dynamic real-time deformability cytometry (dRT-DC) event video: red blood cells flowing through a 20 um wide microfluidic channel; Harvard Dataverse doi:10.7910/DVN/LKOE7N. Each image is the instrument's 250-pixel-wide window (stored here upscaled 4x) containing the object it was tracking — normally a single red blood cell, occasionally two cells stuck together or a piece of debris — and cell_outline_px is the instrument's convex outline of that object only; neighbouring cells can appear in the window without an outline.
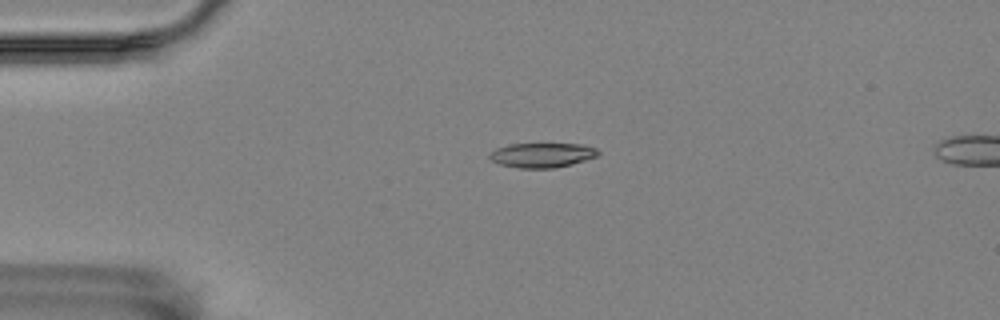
{"species": "Egyptian fruit bat (a non-hibernating species)", "species_latin": "Rousettus aegyptiacus", "temperature_condition": "room temperature", "stored_images_in_passage": 55, "camera_frame_rate_fps": 3000, "um_per_image_px": 0.085, "animal": {"sex": "female"}, "frame": {"image": 1, "passage_image": 12, "time_ms": 3.667, "image_size_px": [1000, 320], "cell_outline_px": [[600, 152], [596, 156], [572, 164], [552, 168], [520, 168], [500, 164], [492, 160], [488, 156], [496, 148], [508, 144], [584, 144], [596, 148]], "centroid_in_image_um": [46.08, 13.18], "position_along_channel_um": 38.9, "area_um2": 15.43}}
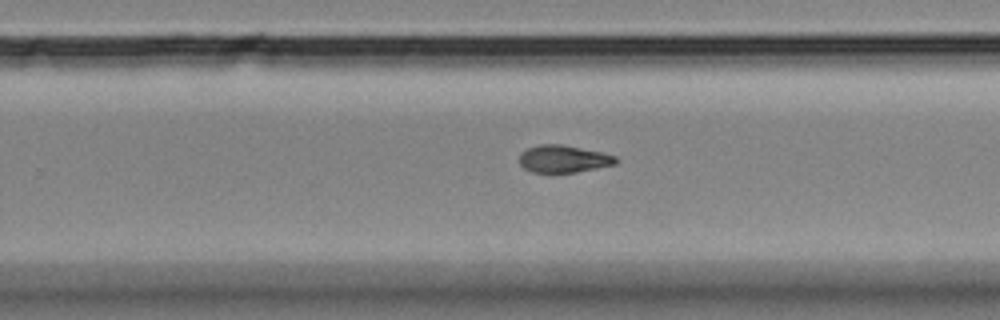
{"frame": {"image": 2, "passage_image": 35, "time_ms": 11.333, "image_size_px": [1000, 320], "cell_outline_px": [[616, 164], [576, 172], [532, 172], [524, 168], [520, 164], [520, 152], [528, 148], [540, 144], [560, 144], [600, 152], [616, 156]], "centroid_in_image_um": [47.86, 13.5], "position_along_channel_um": 281.9, "area_um2": 15.14}}
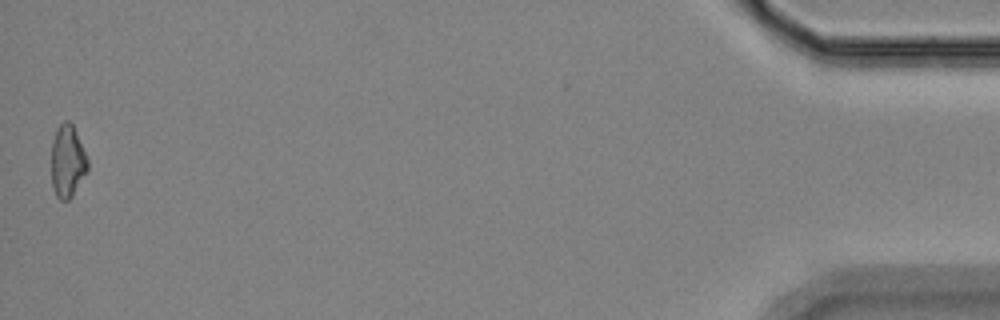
{"frame": {"image": 3, "passage_image": 55, "time_ms": 18.0, "image_size_px": [1000, 320], "cell_outline_px": [[88, 172], [72, 196], [68, 200], [60, 200], [56, 196], [52, 188], [52, 140], [56, 128], [64, 120], [68, 120], [72, 124], [76, 132], [88, 160]], "centroid_in_image_um": [5.74, 13.72], "position_along_channel_um": 429.5, "area_um2": 15.43}, "authors_computed_cell_mechanics": {"area_um2": 15.6638, "velocity_mm_per_s": 3.5537, "shape_relaxation_time_tau1_ms": null, "shape_relaxation_time_tau2_ms": 9.916, "deformation_change_tau1": null, "deformation_change_tau2": 0.1534}}